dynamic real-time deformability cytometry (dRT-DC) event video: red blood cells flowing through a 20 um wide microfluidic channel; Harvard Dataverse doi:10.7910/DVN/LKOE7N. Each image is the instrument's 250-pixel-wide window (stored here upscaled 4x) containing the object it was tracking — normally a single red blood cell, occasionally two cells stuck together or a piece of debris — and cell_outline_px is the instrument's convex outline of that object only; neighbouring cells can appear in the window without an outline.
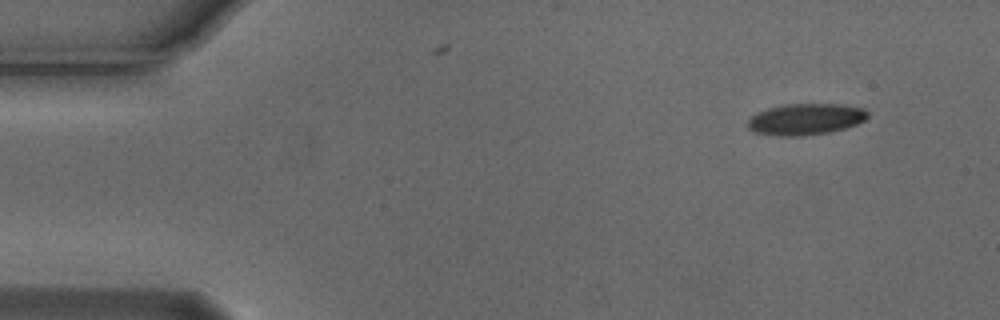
{"species": "Egyptian fruit bat (a non-hibernating species)", "species_latin": "Rousettus aegyptiacus", "temperature_condition": "cold", "stored_images_in_passage": 3, "camera_frame_rate_fps": 3000, "um_per_image_px": 0.085, "animal": {"sex": "male"}, "frame": {"image": 1, "passage_image": 3, "time_ms": 0.667, "image_size_px": [1000, 320], "cell_outline_px": [[868, 116], [864, 120], [856, 124], [844, 128], [828, 132], [796, 136], [780, 136], [756, 132], [748, 128], [748, 120], [756, 112], [768, 108], [784, 104], [840, 104], [864, 108], [868, 112]], "centroid_in_image_um": [68.47, 10.12], "position_along_channel_um": 16.5, "area_um2": 21.73}}